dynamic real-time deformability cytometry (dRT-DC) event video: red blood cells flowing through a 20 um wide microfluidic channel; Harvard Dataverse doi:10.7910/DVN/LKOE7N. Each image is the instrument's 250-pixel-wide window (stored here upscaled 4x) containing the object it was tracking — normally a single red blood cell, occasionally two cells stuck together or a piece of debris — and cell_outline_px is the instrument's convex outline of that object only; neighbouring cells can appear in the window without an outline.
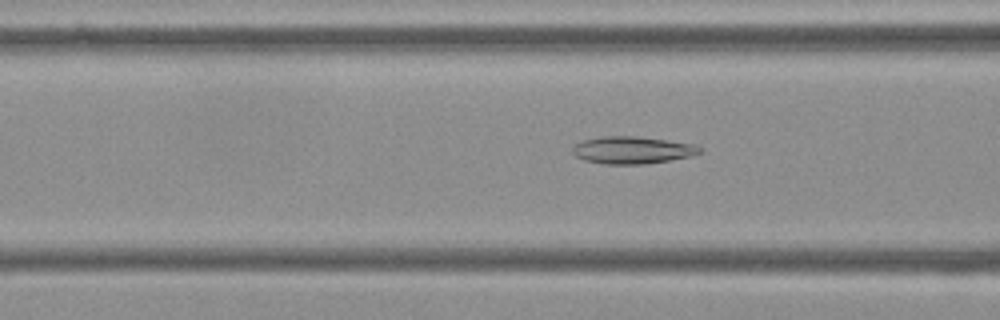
{"species": "Egyptian fruit bat (a non-hibernating species)", "species_latin": "Rousettus aegyptiacus", "temperature_condition": "cold", "stored_images_in_passage": 51, "camera_frame_rate_fps": 3000, "um_per_image_px": 0.085, "frame": {"image": 1, "passage_image": 21, "time_ms": 6.667, "image_size_px": [1000, 320], "cell_outline_px": [[704, 152], [692, 156], [644, 164], [604, 164], [584, 160], [576, 156], [572, 152], [572, 148], [576, 144], [584, 140], [600, 136], [636, 136], [696, 144], [704, 148]], "centroid_in_image_um": [53.79, 12.75], "position_along_channel_um": 112.8, "area_um2": 20.35}}
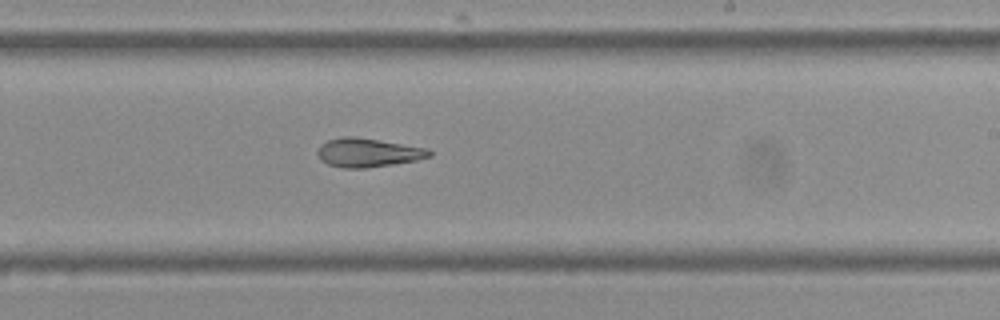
{"frame": {"image": 2, "passage_image": 33, "time_ms": 10.667, "image_size_px": [1000, 320], "cell_outline_px": [[432, 156], [416, 160], [392, 164], [364, 168], [344, 168], [328, 164], [320, 160], [316, 152], [320, 144], [328, 140], [344, 136], [356, 136], [428, 148], [432, 152]], "centroid_in_image_um": [31.26, 12.96], "position_along_channel_um": 257.7, "area_um2": 18.84}}
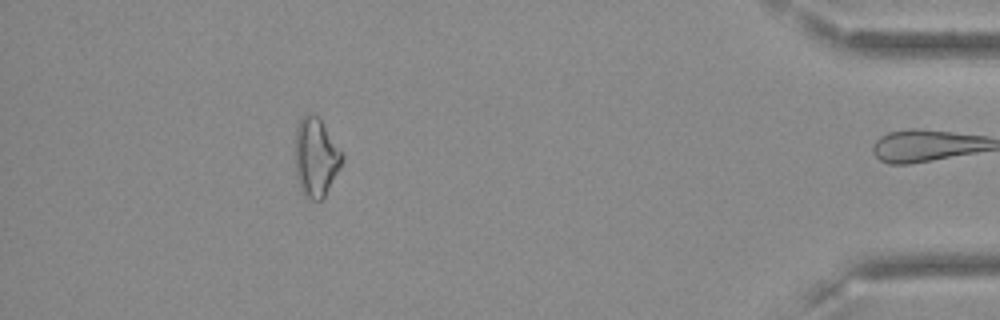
{"frame": {"image": 3, "passage_image": 50, "time_ms": 16.333, "image_size_px": [1000, 320], "cell_outline_px": [[344, 160], [340, 168], [324, 196], [320, 200], [304, 200], [296, 176], [296, 128], [300, 120], [308, 112], [312, 112], [320, 120], [344, 156]], "centroid_in_image_um": [26.83, 13.42], "position_along_channel_um": 408.4, "area_um2": 21.33}, "authors_computed_cell_mechanics": {"area_um2": 20.3456, "velocity_mm_per_s": 3.6121, "shape_relaxation_time_tau1_ms": null, "shape_relaxation_time_tau2_ms": 7.977, "deformation_change_tau1": null, "deformation_change_tau2": 0.1255}}